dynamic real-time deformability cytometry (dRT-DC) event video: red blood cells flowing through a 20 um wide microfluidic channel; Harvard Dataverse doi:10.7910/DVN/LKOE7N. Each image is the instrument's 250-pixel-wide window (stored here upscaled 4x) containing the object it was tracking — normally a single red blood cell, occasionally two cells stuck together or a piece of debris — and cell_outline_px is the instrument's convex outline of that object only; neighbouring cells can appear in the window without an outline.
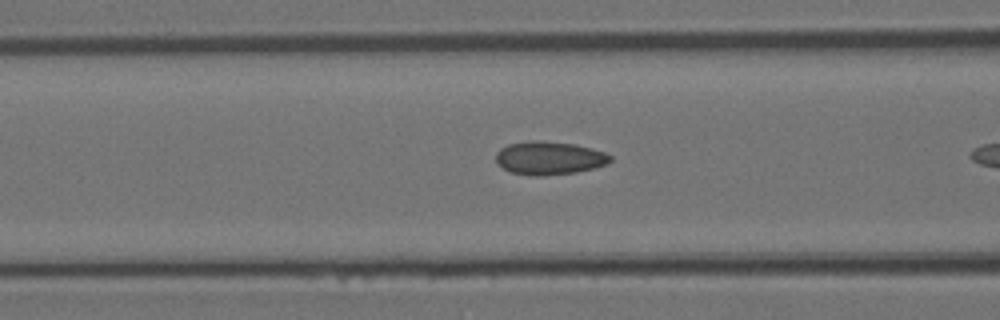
{"species": "Egyptian fruit bat (a non-hibernating species)", "species_latin": "Rousettus aegyptiacus", "temperature_condition": "room temperature", "stored_images_in_passage": 8, "camera_frame_rate_fps": 3000, "um_per_image_px": 0.085, "animal": {"sex": "female"}, "frame": {"image": 1, "passage_image": 6, "time_ms": 1.667, "image_size_px": [1000, 320], "cell_outline_px": [[612, 160], [608, 164], [576, 172], [544, 176], [532, 176], [512, 172], [496, 164], [496, 152], [500, 148], [508, 144], [576, 144], [592, 148], [604, 152], [612, 156]], "centroid_in_image_um": [46.72, 13.49], "position_along_channel_um": 119.9, "area_um2": 21.27}}